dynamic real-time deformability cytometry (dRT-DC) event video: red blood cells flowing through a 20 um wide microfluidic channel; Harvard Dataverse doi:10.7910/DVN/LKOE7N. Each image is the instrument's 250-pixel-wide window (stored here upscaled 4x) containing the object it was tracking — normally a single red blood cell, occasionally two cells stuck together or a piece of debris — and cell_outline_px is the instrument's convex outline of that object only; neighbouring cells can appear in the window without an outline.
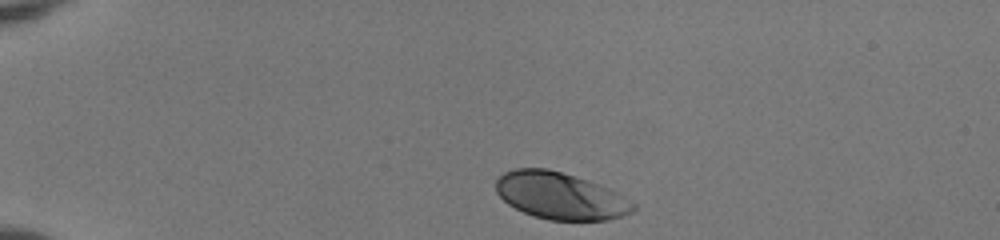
{"species": "human", "species_latin": "Homo sapiens", "temperature_condition": "room temperature", "stored_images_in_passage": 36, "camera_frame_rate_fps": 3000, "um_per_image_px": 0.085, "donor": {"sex": "female"}, "frame": {"image": 1, "passage_image": 1, "time_ms": 0.0, "image_size_px": [1000, 240], "cell_outline_px": [[636, 208], [632, 212], [624, 216], [608, 220], [548, 220], [532, 216], [508, 204], [496, 192], [496, 180], [504, 172], [516, 168], [548, 168], [576, 176], [600, 184], [624, 196], [636, 204]], "centroid_in_image_um": [47.65, 16.65], "position_along_channel_um": 37.4, "area_um2": 37.74}}
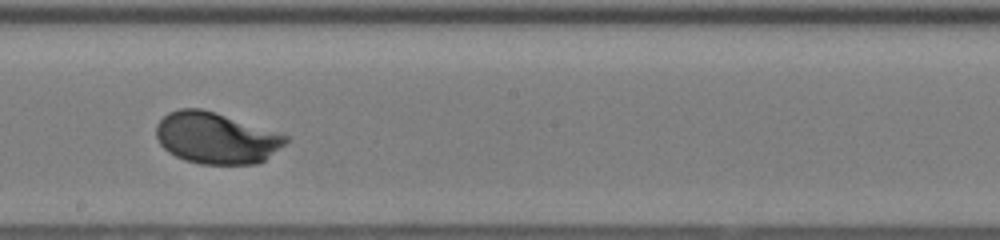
{"frame": {"image": 2, "passage_image": 21, "time_ms": 6.667, "image_size_px": [1000, 240], "cell_outline_px": [[288, 140], [284, 144], [264, 160], [256, 164], [200, 164], [184, 160], [168, 152], [160, 144], [156, 136], [156, 124], [168, 112], [180, 108], [200, 108], [216, 112], [280, 132], [288, 136]], "centroid_in_image_um": [18.35, 11.72], "position_along_channel_um": 229.8, "area_um2": 38.9}}
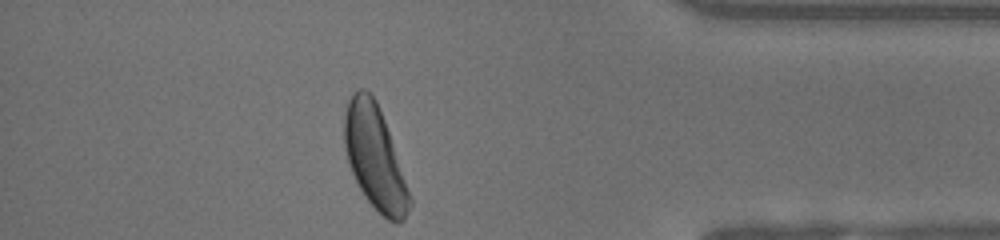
{"frame": {"image": 3, "passage_image": 36, "time_ms": 11.667, "image_size_px": [1000, 240], "cell_outline_px": [[412, 204], [404, 220], [396, 224], [388, 220], [364, 196], [348, 164], [344, 144], [344, 116], [348, 100], [352, 92], [360, 88], [364, 88], [376, 100], [384, 120], [412, 200]], "centroid_in_image_um": [31.84, 13.39], "position_along_channel_um": 403.4, "area_um2": 38.73}, "authors_computed_cell_mechanics": {"area_um2": 38.4659, "velocity_mm_per_s": 3.9398, "shape_relaxation_time_tau1_ms": 1.8708, "shape_relaxation_time_tau2_ms": null, "deformation_change_tau1": 0.1425, "deformation_change_tau2": null}}